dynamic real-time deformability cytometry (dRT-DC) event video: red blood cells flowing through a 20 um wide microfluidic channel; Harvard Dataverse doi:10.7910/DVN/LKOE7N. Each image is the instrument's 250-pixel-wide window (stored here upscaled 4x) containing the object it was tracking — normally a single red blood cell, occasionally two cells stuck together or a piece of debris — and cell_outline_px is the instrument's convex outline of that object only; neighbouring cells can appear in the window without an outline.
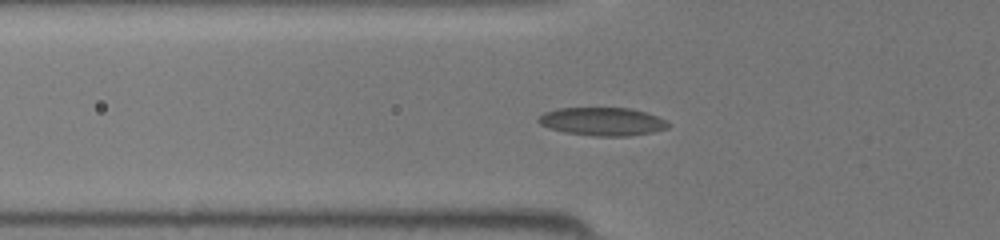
{"species": "common noctule bat (a hibernating species)", "species_latin": "Nyctalus noctula", "temperature_condition": "room temperature", "stored_images_in_passage": 41, "camera_frame_rate_fps": 3000, "um_per_image_px": 0.085, "animal": {"sex": "female", "body_mass_g": 19.5, "forearm_length_mm": 54.1}, "frame": {"image": 1, "passage_image": 15, "time_ms": 4.667, "image_size_px": [1000, 240], "cell_outline_px": [[668, 128], [652, 132], [628, 136], [592, 136], [564, 132], [548, 128], [540, 124], [536, 120], [544, 112], [556, 108], [628, 108], [644, 112], [656, 116], [664, 120], [668, 124]], "centroid_in_image_um": [51.14, 10.33], "position_along_channel_um": 74.7, "area_um2": 21.21}}
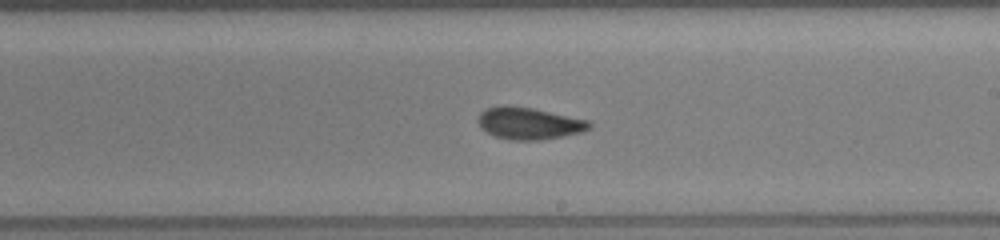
{"frame": {"image": 2, "passage_image": 26, "time_ms": 8.333, "image_size_px": [1000, 240], "cell_outline_px": [[592, 124], [588, 128], [580, 132], [564, 136], [540, 140], [508, 140], [496, 136], [480, 128], [476, 120], [480, 112], [484, 108], [504, 104], [508, 104], [532, 108], [588, 120]], "centroid_in_image_um": [44.89, 10.47], "position_along_channel_um": 244.1, "area_um2": 20.87}}
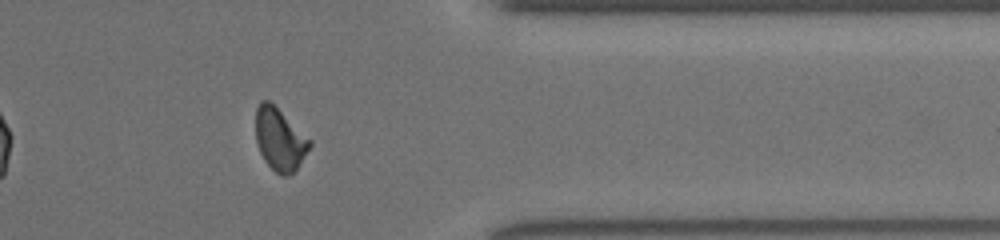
{"frame": {"image": 3, "passage_image": 36, "time_ms": 11.667, "image_size_px": [1000, 240], "cell_outline_px": [[312, 144], [296, 168], [288, 176], [280, 176], [264, 160], [260, 152], [256, 140], [256, 108], [260, 100], [268, 100], [312, 140]], "centroid_in_image_um": [23.77, 11.84], "position_along_channel_um": 387.6, "area_um2": 19.36}}